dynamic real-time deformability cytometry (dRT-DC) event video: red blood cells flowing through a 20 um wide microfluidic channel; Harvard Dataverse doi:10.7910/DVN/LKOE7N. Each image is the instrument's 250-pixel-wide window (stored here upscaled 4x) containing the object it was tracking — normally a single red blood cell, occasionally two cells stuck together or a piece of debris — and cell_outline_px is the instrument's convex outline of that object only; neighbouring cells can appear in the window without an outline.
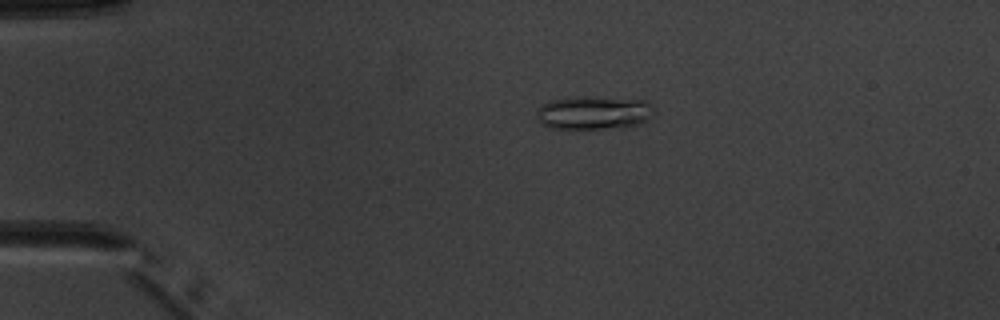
{"species": "common noctule bat (a hibernating species)", "species_latin": "Nyctalus noctula", "temperature_condition": "warm", "stored_images_in_passage": 5, "camera_frame_rate_fps": 3000, "um_per_image_px": 0.085, "animal": {"sex": "male", "body_mass_g": 20.1, "forearm_length_mm": 53.5}, "frame": {"image": 1, "passage_image": 4, "time_ms": 3.333, "image_size_px": [1000, 320], "cell_outline_px": [[656, 112], [648, 120], [628, 128], [548, 128], [536, 116], [536, 112], [540, 104], [552, 100], [580, 96], [584, 96], [648, 100], [656, 108]], "centroid_in_image_um": [50.55, 9.57], "position_along_channel_um": 34.5, "area_um2": 23.29}}